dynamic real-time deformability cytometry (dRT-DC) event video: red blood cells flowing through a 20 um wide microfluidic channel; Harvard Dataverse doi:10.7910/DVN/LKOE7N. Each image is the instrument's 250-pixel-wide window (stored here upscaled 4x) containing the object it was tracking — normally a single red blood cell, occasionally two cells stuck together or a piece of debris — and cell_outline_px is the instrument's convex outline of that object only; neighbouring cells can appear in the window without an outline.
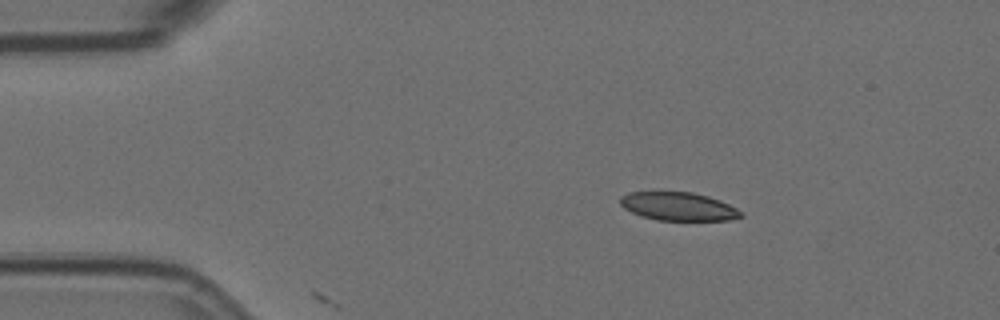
{"species": "Egyptian fruit bat (a non-hibernating species)", "species_latin": "Rousettus aegyptiacus", "temperature_condition": "room temperature", "stored_images_in_passage": 3, "camera_frame_rate_fps": 3000, "um_per_image_px": 0.085, "animal": {"sex": "female"}, "frame": {"image": 1, "passage_image": 1, "time_ms": 0.0, "image_size_px": [1000, 320], "cell_outline_px": [[744, 216], [732, 220], [656, 220], [632, 212], [624, 208], [620, 204], [620, 196], [628, 192], [692, 192], [708, 196], [720, 200], [744, 212]], "centroid_in_image_um": [57.69, 17.54], "position_along_channel_um": 27.3, "area_um2": 19.94}}